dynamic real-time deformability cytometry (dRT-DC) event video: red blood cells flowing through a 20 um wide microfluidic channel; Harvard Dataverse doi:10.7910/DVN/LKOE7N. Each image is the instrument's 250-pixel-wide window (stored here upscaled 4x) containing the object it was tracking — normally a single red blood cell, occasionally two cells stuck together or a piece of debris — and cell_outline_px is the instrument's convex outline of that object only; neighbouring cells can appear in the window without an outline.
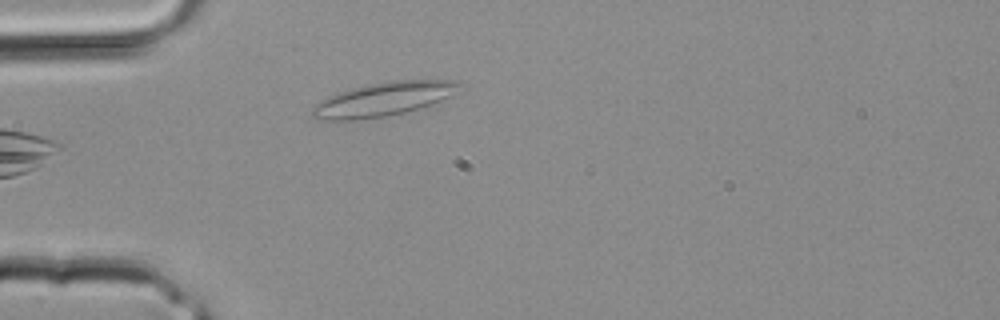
{"species": "common noctule bat (a hibernating species)", "species_latin": "Nyctalus noctula", "temperature_condition": "room temperature", "stored_images_in_passage": 3, "camera_frame_rate_fps": 3000, "um_per_image_px": 0.085, "animal": {"sex": "male", "body_mass_g": 20.4}, "frame": {"image": 1, "passage_image": 3, "time_ms": 0.667, "image_size_px": [1000, 320], "cell_outline_px": [[460, 84], [452, 96], [436, 108], [384, 116], [356, 120], [316, 120], [312, 116], [312, 108], [316, 104], [328, 96], [352, 88], [392, 80], [456, 80]], "centroid_in_image_um": [32.7, 8.46], "position_along_channel_um": 52.3, "area_um2": 29.71}}